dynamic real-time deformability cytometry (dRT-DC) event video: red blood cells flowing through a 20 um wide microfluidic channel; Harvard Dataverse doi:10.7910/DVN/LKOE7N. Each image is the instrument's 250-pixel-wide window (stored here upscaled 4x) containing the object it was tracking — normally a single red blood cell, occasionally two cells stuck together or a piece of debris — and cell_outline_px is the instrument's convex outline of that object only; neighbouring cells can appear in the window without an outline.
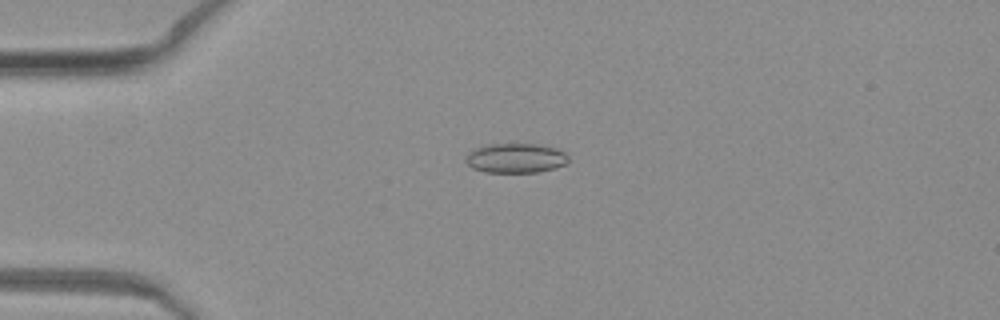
{"species": "common noctule bat (a hibernating species)", "species_latin": "Nyctalus noctula", "temperature_condition": "warm", "stored_images_in_passage": 49, "camera_frame_rate_fps": 3000, "um_per_image_px": 0.085, "animal": {"sex": "female", "body_mass_g": 19.3, "forearm_length_mm": 54.1}, "frame": {"image": 1, "passage_image": 13, "time_ms": 4.0, "image_size_px": [1000, 320], "cell_outline_px": [[568, 160], [564, 164], [556, 168], [536, 172], [484, 172], [472, 168], [464, 160], [464, 156], [468, 152], [476, 148], [488, 144], [536, 144], [556, 148], [564, 152], [568, 156]], "centroid_in_image_um": [43.8, 13.44], "position_along_channel_um": 41.2, "area_um2": 17.74}}
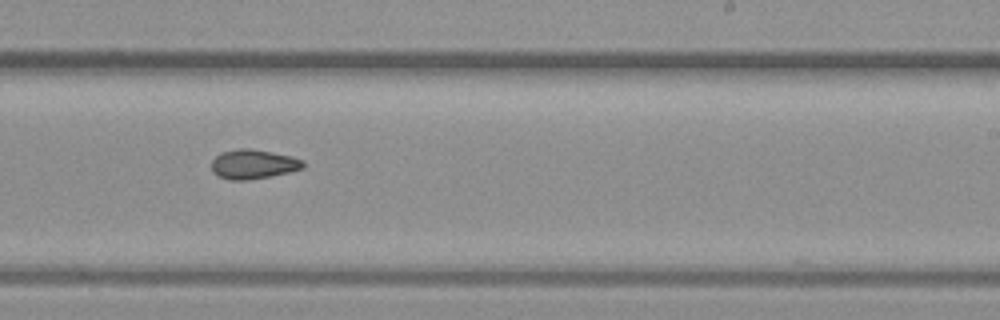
{"frame": {"image": 2, "passage_image": 31, "time_ms": 10.0, "image_size_px": [1000, 320], "cell_outline_px": [[304, 168], [272, 176], [248, 180], [228, 180], [212, 172], [212, 160], [220, 152], [240, 148], [252, 148], [292, 156], [304, 160]], "centroid_in_image_um": [21.53, 13.95], "position_along_channel_um": 267.5, "area_um2": 15.84}}
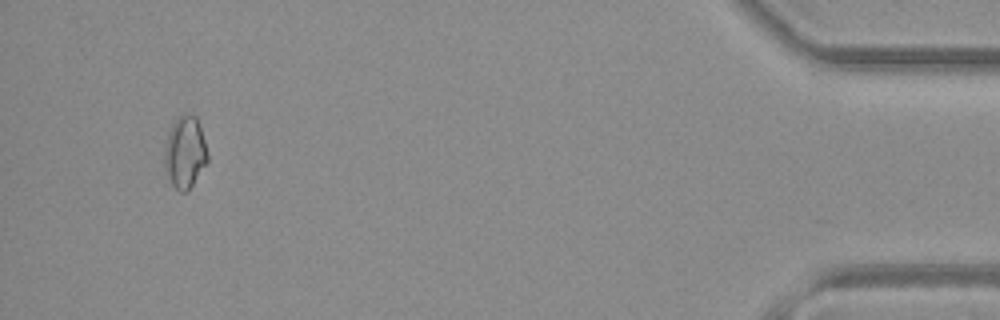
{"frame": {"image": 3, "passage_image": 47, "time_ms": 15.333, "image_size_px": [1000, 320], "cell_outline_px": [[208, 160], [192, 184], [184, 192], [180, 192], [172, 184], [164, 168], [164, 148], [172, 124], [184, 112], [196, 116], [208, 152]], "centroid_in_image_um": [15.71, 12.92], "position_along_channel_um": 419.5, "area_um2": 17.74}}